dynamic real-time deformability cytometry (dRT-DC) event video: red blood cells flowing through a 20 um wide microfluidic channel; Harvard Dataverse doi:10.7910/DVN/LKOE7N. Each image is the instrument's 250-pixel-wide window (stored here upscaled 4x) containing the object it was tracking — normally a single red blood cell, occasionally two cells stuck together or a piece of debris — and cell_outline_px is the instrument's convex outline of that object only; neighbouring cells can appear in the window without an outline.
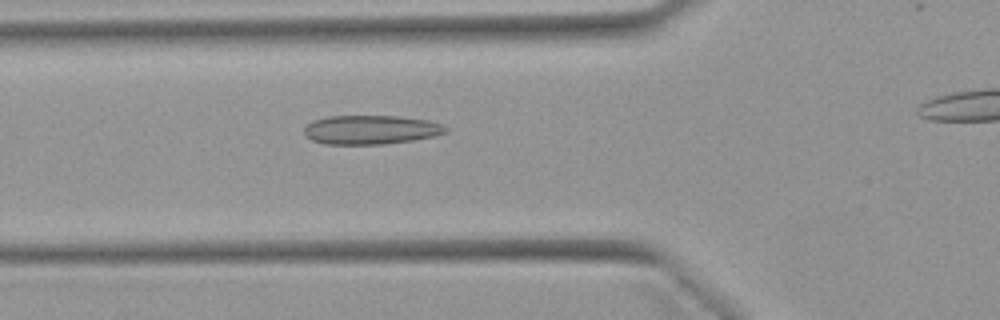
{"species": "Egyptian fruit bat (a non-hibernating species)", "species_latin": "Rousettus aegyptiacus", "temperature_condition": "warm", "stored_images_in_passage": 30, "camera_frame_rate_fps": 3000, "um_per_image_px": 0.085, "animal": {"sex": "female"}, "frame": {"image": 1, "passage_image": 4, "time_ms": 1.0, "image_size_px": [1000, 320], "cell_outline_px": [[448, 132], [432, 136], [412, 140], [384, 144], [324, 144], [312, 140], [304, 132], [304, 128], [312, 120], [328, 116], [396, 116], [428, 120], [440, 124], [448, 128]], "centroid_in_image_um": [31.5, 11.02], "position_along_channel_um": 94.3, "area_um2": 23.81}}
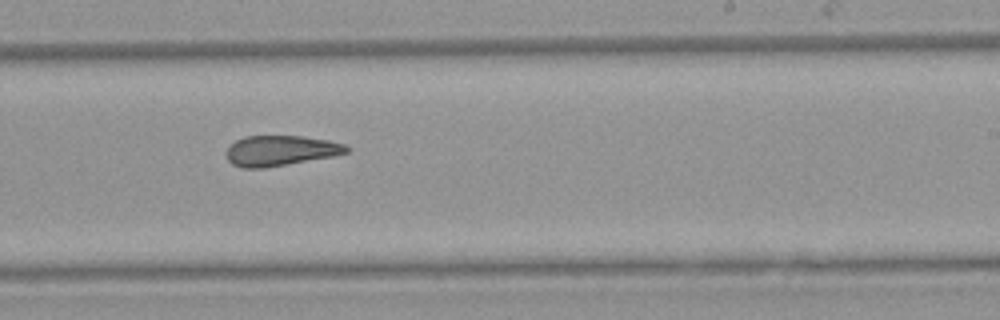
{"frame": {"image": 2, "passage_image": 17, "time_ms": 5.333, "image_size_px": [1000, 320], "cell_outline_px": [[348, 152], [332, 156], [264, 168], [244, 168], [232, 164], [228, 160], [228, 148], [236, 140], [244, 136], [300, 136], [328, 140], [344, 144], [348, 148]], "centroid_in_image_um": [23.83, 12.8], "position_along_channel_um": 265.2, "area_um2": 20.87}}
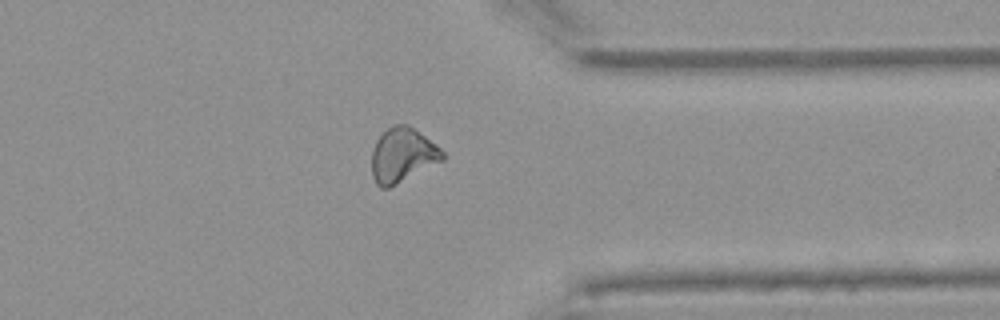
{"frame": {"image": 3, "passage_image": 26, "time_ms": 8.333, "image_size_px": [1000, 320], "cell_outline_px": [[444, 160], [388, 188], [380, 188], [376, 184], [372, 176], [372, 148], [376, 140], [392, 124], [408, 124], [436, 144], [444, 152]], "centroid_in_image_um": [34.2, 13.18], "position_along_channel_um": 377.2, "area_um2": 22.43}}